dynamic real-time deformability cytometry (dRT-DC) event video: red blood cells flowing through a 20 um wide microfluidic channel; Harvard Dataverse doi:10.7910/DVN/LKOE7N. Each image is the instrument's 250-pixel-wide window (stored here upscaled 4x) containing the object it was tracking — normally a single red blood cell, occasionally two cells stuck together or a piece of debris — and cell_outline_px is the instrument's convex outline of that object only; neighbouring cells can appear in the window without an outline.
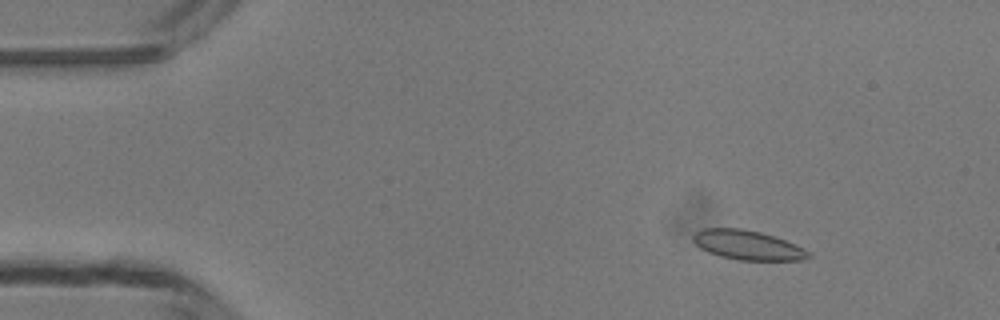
{"species": "common noctule bat (a hibernating species)", "species_latin": "Nyctalus noctula", "temperature_condition": "room temperature", "stored_images_in_passage": 50, "camera_frame_rate_fps": 3000, "um_per_image_px": 0.085, "animal": {"sex": "male", "body_mass_g": 13.3}, "frame": {"image": 1, "passage_image": 7, "time_ms": 2.0, "image_size_px": [1000, 320], "cell_outline_px": [[812, 256], [804, 260], [740, 260], [720, 256], [708, 252], [700, 248], [692, 240], [692, 236], [696, 232], [704, 228], [740, 228], [760, 232], [784, 240], [804, 248]], "centroid_in_image_um": [63.53, 20.83], "position_along_channel_um": 21.5, "area_um2": 19.65}}
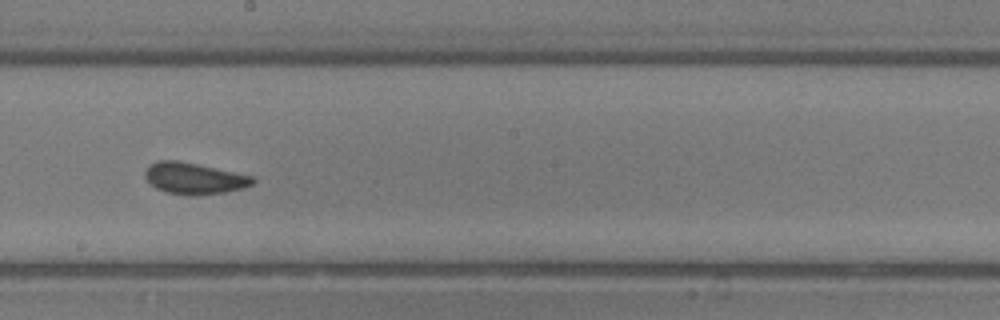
{"frame": {"image": 2, "passage_image": 28, "time_ms": 9.0, "image_size_px": [1000, 320], "cell_outline_px": [[256, 180], [252, 184], [244, 188], [224, 192], [196, 196], [188, 196], [164, 192], [156, 188], [144, 176], [144, 172], [148, 164], [156, 160], [176, 160], [196, 164], [252, 176]], "centroid_in_image_um": [16.45, 15.17], "position_along_channel_um": 231.7, "area_um2": 19.77}}
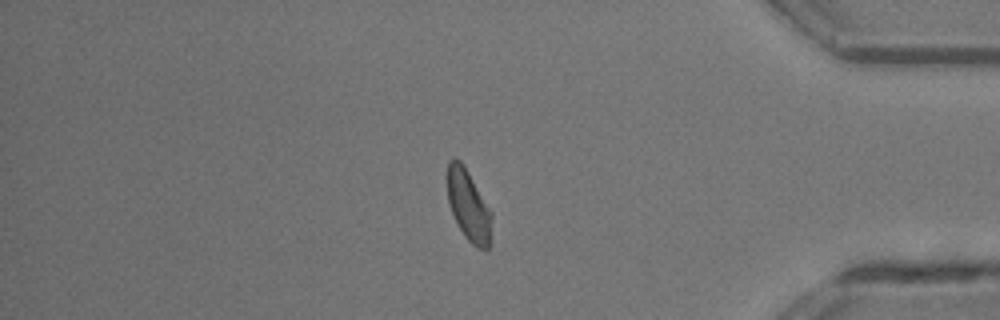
{"frame": {"image": 3, "passage_image": 42, "time_ms": 13.667, "image_size_px": [1000, 320], "cell_outline_px": [[492, 244], [488, 248], [476, 248], [464, 236], [448, 204], [448, 160], [460, 160], [468, 172], [492, 212]], "centroid_in_image_um": [39.87, 17.54], "position_along_channel_um": 395.3, "area_um2": 18.26}, "authors_computed_cell_mechanics": {"area_um2": 19.3052, "velocity_mm_per_s": 4.2105, "shape_relaxation_time_tau1_ms": 3.5844, "shape_relaxation_time_tau2_ms": 1.105, "deformation_change_tau1": 0.1064, "deformation_change_tau2": 0.0754}}